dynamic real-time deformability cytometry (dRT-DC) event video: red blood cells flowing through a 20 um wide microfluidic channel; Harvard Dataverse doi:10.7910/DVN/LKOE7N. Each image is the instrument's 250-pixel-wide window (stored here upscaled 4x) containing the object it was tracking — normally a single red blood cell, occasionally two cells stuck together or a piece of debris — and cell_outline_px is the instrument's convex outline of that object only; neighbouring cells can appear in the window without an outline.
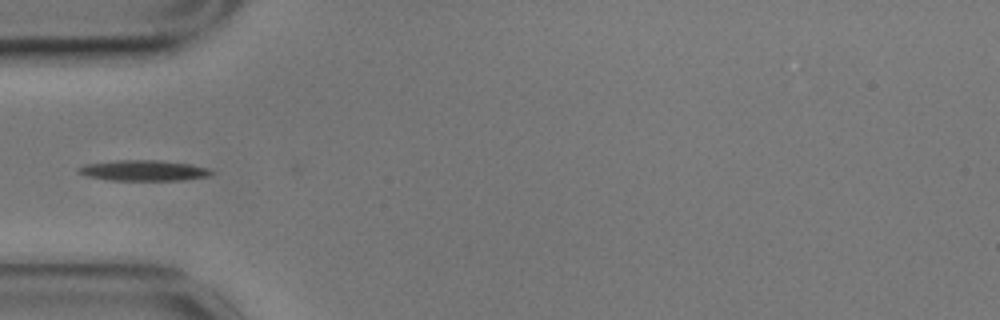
{"species": "common noctule bat (a hibernating species)", "species_latin": "Nyctalus noctula", "temperature_condition": "cold", "stored_images_in_passage": 22, "camera_frame_rate_fps": 3000, "um_per_image_px": 0.085, "animal": {"sex": "male", "body_mass_g": 17.9}, "frame": {"image": 1, "passage_image": 2, "time_ms": 0.333, "image_size_px": [1000, 320], "cell_outline_px": [[212, 172], [208, 176], [184, 180], [108, 180], [88, 176], [80, 172], [76, 168], [84, 164], [116, 160], [156, 160], [188, 164], [208, 168]], "centroid_in_image_um": [12.17, 14.49], "position_along_channel_um": 72.8, "area_um2": 15.78}}
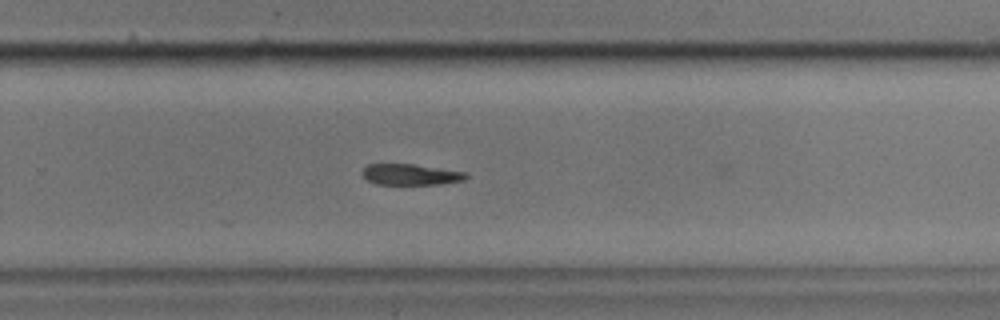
{"frame": {"image": 2, "passage_image": 21, "time_ms": 6.667, "image_size_px": [1000, 320], "cell_outline_px": [[468, 176], [464, 180], [440, 184], [376, 184], [368, 180], [360, 172], [368, 164], [412, 164], [468, 172]], "centroid_in_image_um": [34.92, 14.83], "position_along_channel_um": 294.9, "area_um2": 12.66}}